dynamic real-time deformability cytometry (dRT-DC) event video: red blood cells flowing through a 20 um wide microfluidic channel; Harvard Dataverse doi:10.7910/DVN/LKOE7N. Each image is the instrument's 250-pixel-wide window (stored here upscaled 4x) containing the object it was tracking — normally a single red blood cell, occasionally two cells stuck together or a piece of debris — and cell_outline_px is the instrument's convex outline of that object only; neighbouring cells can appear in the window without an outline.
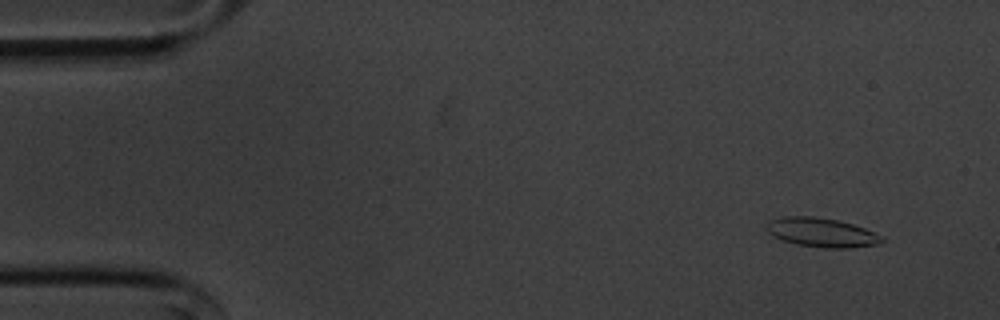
{"species": "common noctule bat (a hibernating species)", "species_latin": "Nyctalus noctula", "temperature_condition": "cold", "stored_images_in_passage": 55, "camera_frame_rate_fps": 3000, "um_per_image_px": 0.085, "animal": {"sex": "male", "body_mass_g": 20.1, "forearm_length_mm": 53.5}, "frame": {"image": 1, "passage_image": 5, "time_ms": 1.333, "image_size_px": [1000, 320], "cell_outline_px": [[884, 240], [880, 244], [848, 248], [824, 248], [796, 244], [772, 236], [764, 228], [764, 224], [768, 220], [784, 216], [812, 216], [836, 220], [852, 224], [864, 228], [884, 236]], "centroid_in_image_um": [69.81, 19.76], "position_along_channel_um": 15.2, "area_um2": 19.77}}
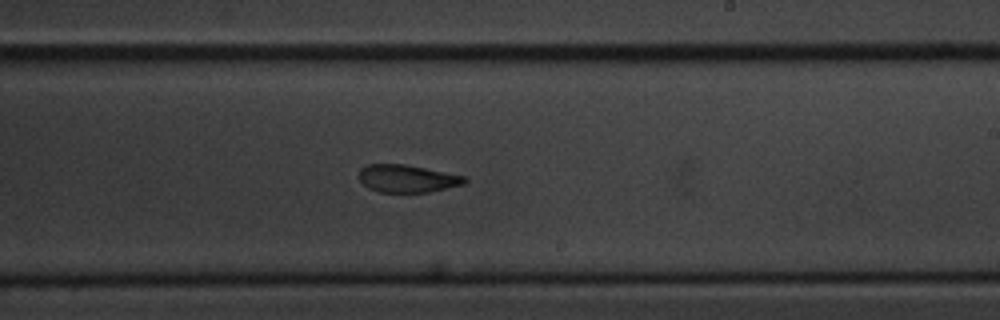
{"frame": {"image": 2, "passage_image": 33, "time_ms": 10.667, "image_size_px": [1000, 320], "cell_outline_px": [[468, 180], [464, 184], [428, 192], [376, 192], [368, 188], [360, 180], [360, 168], [364, 164], [404, 164], [464, 176]], "centroid_in_image_um": [34.57, 15.18], "position_along_channel_um": 254.4, "area_um2": 16.88}}
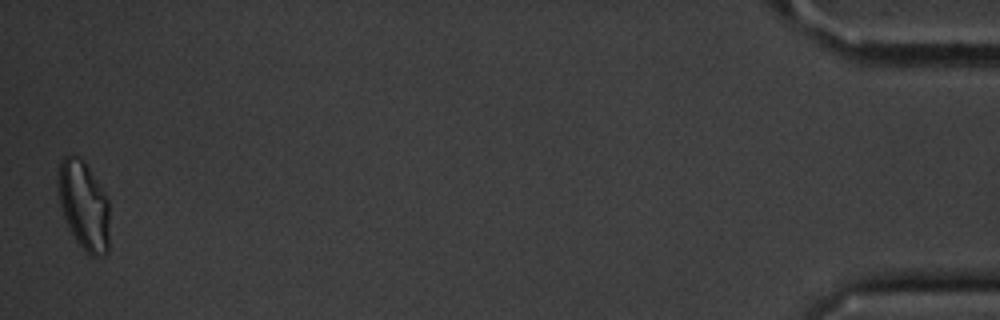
{"frame": {"image": 3, "passage_image": 55, "time_ms": 18.0, "image_size_px": [1000, 320], "cell_outline_px": [[108, 252], [104, 256], [92, 256], [76, 240], [68, 228], [60, 204], [56, 180], [60, 160], [64, 156], [72, 152], [80, 156], [84, 160], [108, 196]], "centroid_in_image_um": [7.1, 17.37], "position_along_channel_um": 428.1, "area_um2": 27.05}, "authors_computed_cell_mechanics": {"area_um2": 18.5538, "velocity_mm_per_s": 3.6202, "shape_relaxation_time_tau1_ms": 5.5056, "shape_relaxation_time_tau2_ms": 2.9348, "deformation_change_tau1": 0.146, "deformation_change_tau2": 0.107}}